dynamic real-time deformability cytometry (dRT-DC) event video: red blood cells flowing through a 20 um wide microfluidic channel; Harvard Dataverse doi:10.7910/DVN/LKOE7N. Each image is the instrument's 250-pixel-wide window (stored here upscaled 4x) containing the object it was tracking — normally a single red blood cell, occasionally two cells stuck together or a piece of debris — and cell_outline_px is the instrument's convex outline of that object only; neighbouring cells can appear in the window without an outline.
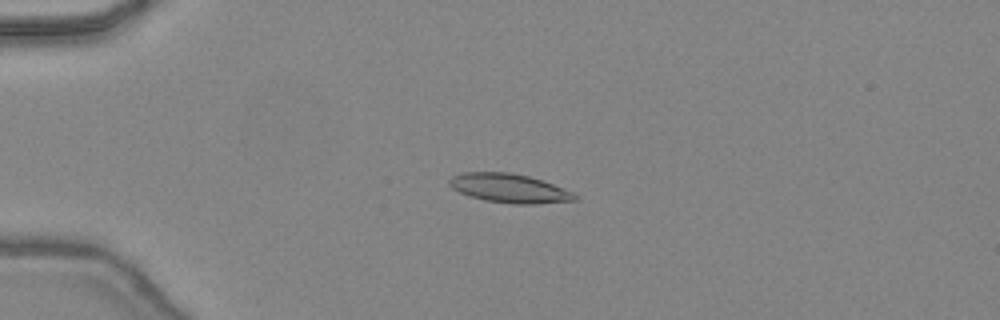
{"species": "common noctule bat (a hibernating species)", "species_latin": "Nyctalus noctula", "temperature_condition": "warm", "stored_images_in_passage": 46, "camera_frame_rate_fps": 3000, "um_per_image_px": 0.085, "animal": {"sex": "female", "body_mass_g": 24.6, "forearm_length_mm": 56.2}, "frame": {"image": 1, "passage_image": 12, "time_ms": 3.667, "image_size_px": [1000, 320], "cell_outline_px": [[576, 200], [536, 204], [512, 204], [484, 200], [468, 196], [452, 188], [448, 184], [448, 180], [452, 176], [464, 172], [508, 172], [528, 176], [552, 184], [572, 192], [576, 196]], "centroid_in_image_um": [43.23, 16.0], "position_along_channel_um": 41.8, "area_um2": 21.04}}
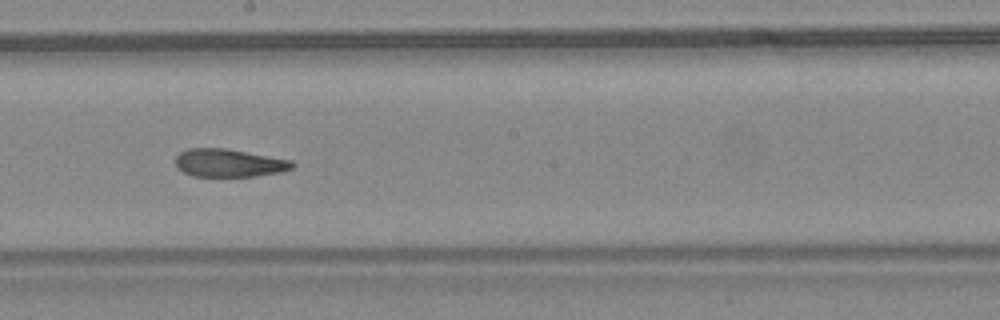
{"frame": {"image": 2, "passage_image": 27, "time_ms": 8.667, "image_size_px": [1000, 320], "cell_outline_px": [[296, 164], [292, 168], [280, 172], [256, 176], [192, 176], [176, 168], [176, 156], [180, 152], [188, 148], [224, 148], [292, 160]], "centroid_in_image_um": [19.45, 13.85], "position_along_channel_um": 228.7, "area_um2": 19.02}}
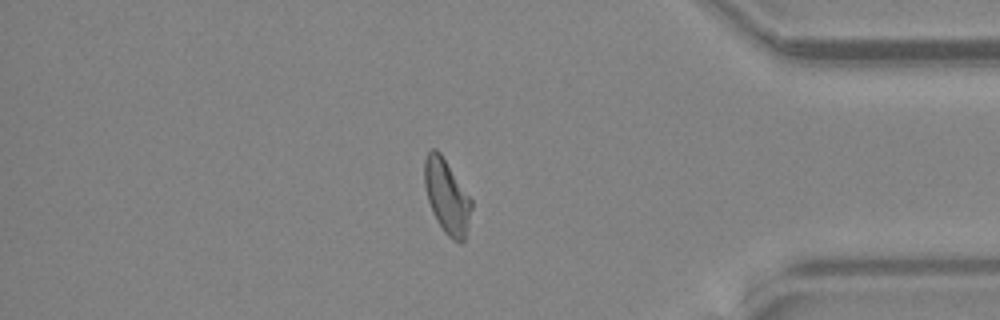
{"frame": {"image": 3, "passage_image": 40, "time_ms": 13.0, "image_size_px": [1000, 320], "cell_outline_px": [[472, 208], [464, 240], [460, 244], [452, 240], [444, 232], [436, 220], [432, 212], [428, 200], [424, 184], [424, 160], [428, 152], [432, 148], [436, 148], [440, 152], [472, 200]], "centroid_in_image_um": [37.97, 16.71], "position_along_channel_um": 397.2, "area_um2": 20.23}, "authors_computed_cell_mechanics": {"area_um2": 19.9699, "velocity_mm_per_s": 4.48, "shape_relaxation_time_tau1_ms": 11.0455, "shape_relaxation_time_tau2_ms": 2.385, "deformation_change_tau1": 0.2862, "deformation_change_tau2": 0.1095}}